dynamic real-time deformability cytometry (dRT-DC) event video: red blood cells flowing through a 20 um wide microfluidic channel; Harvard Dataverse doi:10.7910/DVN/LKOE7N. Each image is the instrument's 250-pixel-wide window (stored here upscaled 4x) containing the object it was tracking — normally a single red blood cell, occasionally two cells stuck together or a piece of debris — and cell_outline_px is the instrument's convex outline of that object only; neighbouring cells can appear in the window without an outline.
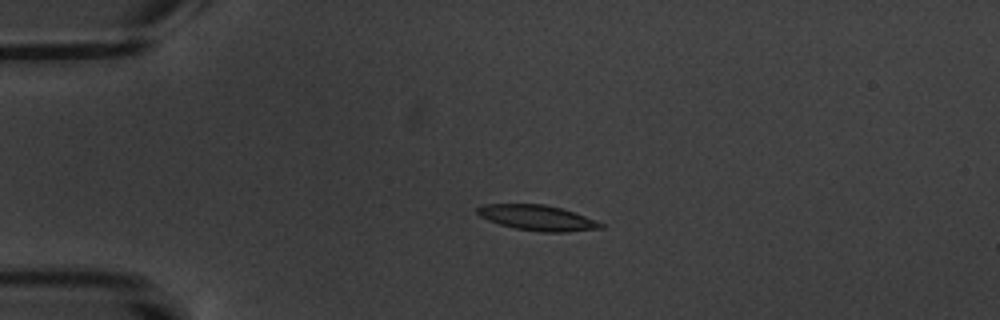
{"species": "common noctule bat (a hibernating species)", "species_latin": "Nyctalus noctula", "temperature_condition": "warm", "stored_images_in_passage": 2, "camera_frame_rate_fps": 3000, "um_per_image_px": 0.085, "animal": {"sex": "male", "body_mass_g": 20.1, "forearm_length_mm": 53.5}, "frame": {"image": 1, "passage_image": 1, "time_ms": 0.0, "image_size_px": [1000, 320], "cell_outline_px": [[604, 228], [568, 232], [544, 232], [516, 228], [500, 224], [488, 220], [480, 216], [476, 212], [476, 208], [484, 204], [544, 204], [560, 208], [584, 216], [604, 224]], "centroid_in_image_um": [45.66, 18.51], "position_along_channel_um": 39.3, "area_um2": 18.03}}